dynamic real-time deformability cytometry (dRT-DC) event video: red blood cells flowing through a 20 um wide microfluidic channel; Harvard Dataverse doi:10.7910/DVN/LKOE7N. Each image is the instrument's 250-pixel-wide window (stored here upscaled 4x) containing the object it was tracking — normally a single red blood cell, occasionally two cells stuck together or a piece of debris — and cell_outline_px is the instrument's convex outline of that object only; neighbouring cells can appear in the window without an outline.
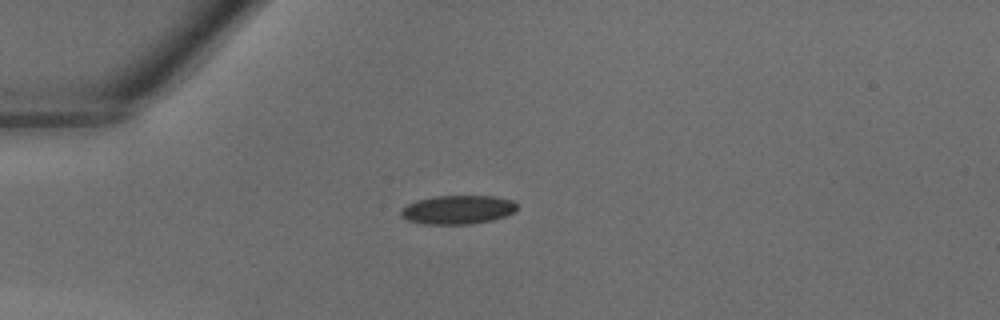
{"species": "common noctule bat (a hibernating species)", "species_latin": "Nyctalus noctula", "temperature_condition": "warm", "stored_images_in_passage": 31, "camera_frame_rate_fps": 3000, "um_per_image_px": 0.085, "animal": {"sex": "male", "body_mass_g": 18.8}, "frame": {"image": 1, "passage_image": 1, "time_ms": 0.0, "image_size_px": [1000, 320], "cell_outline_px": [[516, 212], [492, 220], [472, 224], [424, 224], [408, 220], [400, 216], [400, 208], [416, 200], [436, 196], [496, 196], [512, 200], [516, 204]], "centroid_in_image_um": [38.89, 17.82], "position_along_channel_um": 46.1, "area_um2": 19.59}}
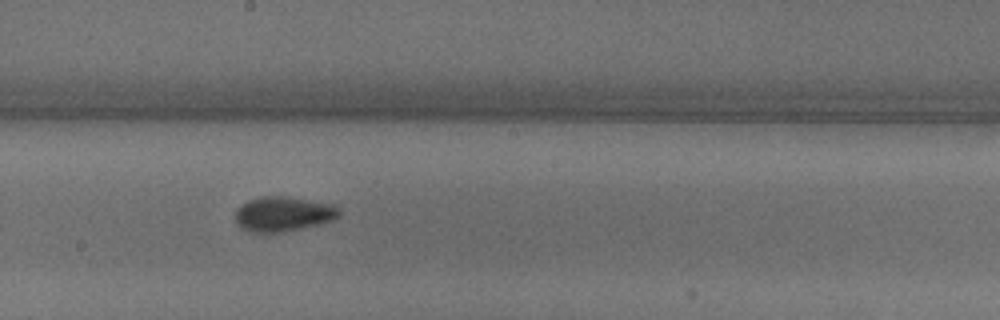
{"frame": {"image": 2, "passage_image": 13, "time_ms": 4.0, "image_size_px": [1000, 320], "cell_outline_px": [[340, 216], [332, 220], [284, 232], [252, 232], [240, 228], [236, 220], [236, 208], [248, 200], [260, 196], [284, 196], [328, 204], [340, 208]], "centroid_in_image_um": [24.02, 18.19], "position_along_channel_um": 224.2, "area_um2": 20.75}}
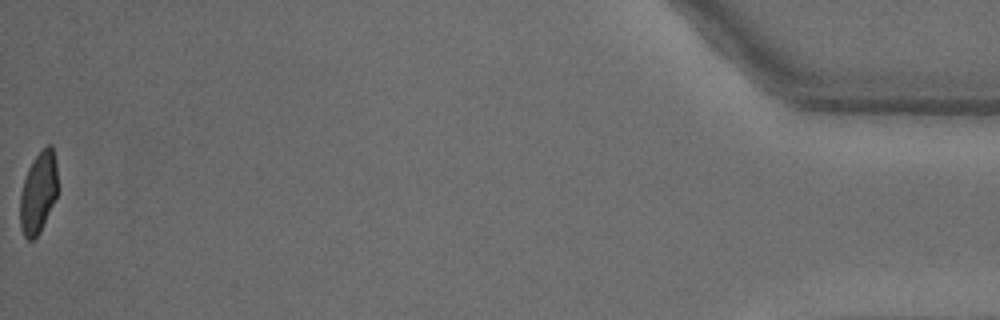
{"frame": {"image": 3, "passage_image": 31, "time_ms": 10.0, "image_size_px": [1000, 320], "cell_outline_px": [[56, 196], [40, 232], [32, 240], [28, 240], [24, 236], [20, 228], [20, 192], [28, 168], [36, 156], [48, 144], [52, 144], [56, 164]], "centroid_in_image_um": [3.23, 16.39], "position_along_channel_um": 432.0, "area_um2": 17.51}}